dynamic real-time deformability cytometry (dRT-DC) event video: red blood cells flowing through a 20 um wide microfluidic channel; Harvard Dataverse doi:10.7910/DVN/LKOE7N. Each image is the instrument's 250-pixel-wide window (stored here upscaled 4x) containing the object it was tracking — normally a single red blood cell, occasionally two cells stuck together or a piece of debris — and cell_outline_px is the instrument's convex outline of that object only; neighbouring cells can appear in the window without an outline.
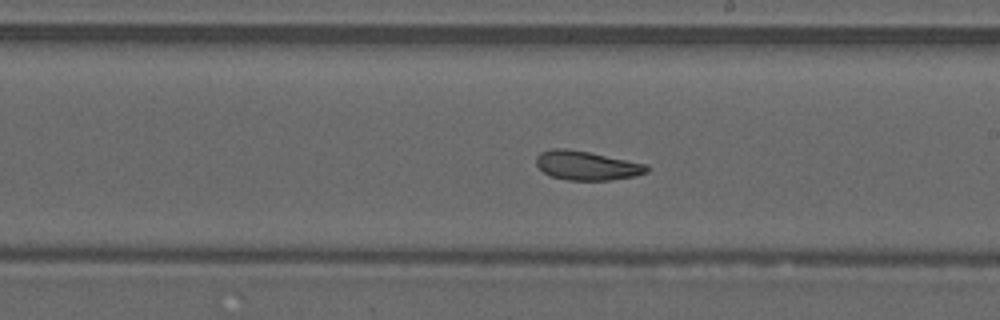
{"species": "common noctule bat (a hibernating species)", "species_latin": "Nyctalus noctula", "temperature_condition": "warm", "stored_images_in_passage": 37, "camera_frame_rate_fps": 3000, "um_per_image_px": 0.085, "animal": {"sex": "male", "forearm_length_mm": 52.5}, "frame": {"image": 1, "passage_image": 16, "time_ms": 5.0, "image_size_px": [1000, 320], "cell_outline_px": [[648, 172], [636, 176], [612, 180], [568, 180], [552, 176], [544, 172], [536, 164], [536, 156], [540, 152], [552, 148], [564, 148], [588, 152], [648, 164]], "centroid_in_image_um": [49.88, 14.07], "position_along_channel_um": 239.1, "area_um2": 18.73}, "authors_computed_cell_mechanics": {"area_um2": 19.4786, "velocity_mm_per_s": 4.1724, "shape_relaxation_time_tau1_ms": null, "shape_relaxation_time_tau2_ms": 3.3502, "deformation_change_tau1": null, "deformation_change_tau2": 0.0957}}